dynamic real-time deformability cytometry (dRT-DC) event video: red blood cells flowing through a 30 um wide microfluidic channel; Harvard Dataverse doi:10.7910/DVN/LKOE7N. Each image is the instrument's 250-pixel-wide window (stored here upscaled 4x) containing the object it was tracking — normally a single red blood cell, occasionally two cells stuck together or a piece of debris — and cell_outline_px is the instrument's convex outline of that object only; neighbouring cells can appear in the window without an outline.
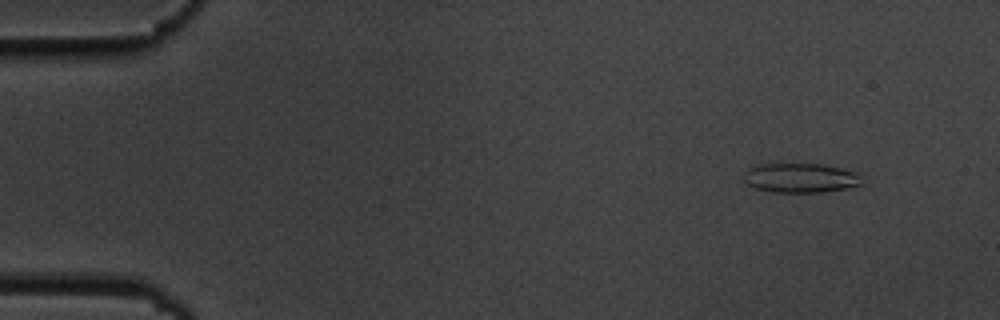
{"species": "common noctule bat (a hibernating species)", "species_latin": "Nyctalus noctula", "temperature_condition": "cold", "stored_images_in_passage": 56, "camera_frame_rate_fps": 3000, "um_per_image_px": 0.085, "animal": {"sex": "male", "body_mass_g": 19.5, "forearm_length_mm": 54.6}, "frame": {"image": 1, "passage_image": 6, "time_ms": 1.667, "image_size_px": [1000, 320], "cell_outline_px": [[860, 184], [844, 188], [820, 192], [772, 192], [756, 188], [748, 184], [744, 180], [744, 172], [748, 168], [760, 164], [820, 164], [840, 168], [852, 172], [856, 176]], "centroid_in_image_um": [67.92, 15.12], "position_along_channel_um": 17.1, "area_um2": 19.65}}
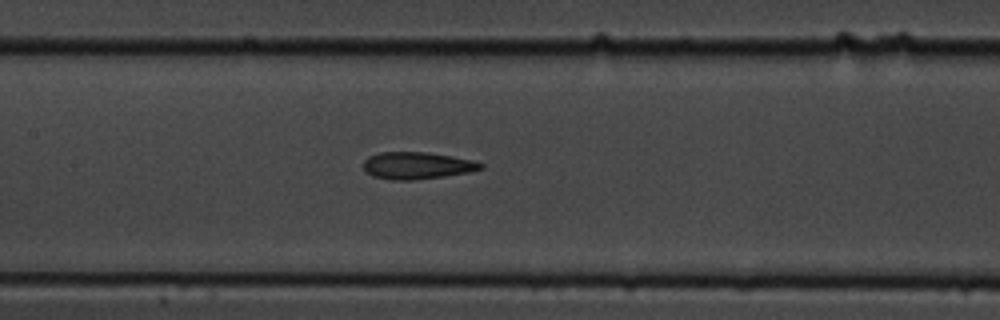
{"frame": {"image": 2, "passage_image": 27, "time_ms": 8.667, "image_size_px": [1000, 320], "cell_outline_px": [[484, 168], [468, 172], [444, 176], [412, 180], [392, 180], [372, 176], [364, 172], [364, 160], [368, 156], [380, 152], [428, 152], [476, 160], [484, 164]], "centroid_in_image_um": [35.45, 14.06], "position_along_channel_um": 172.0, "area_um2": 18.67}}
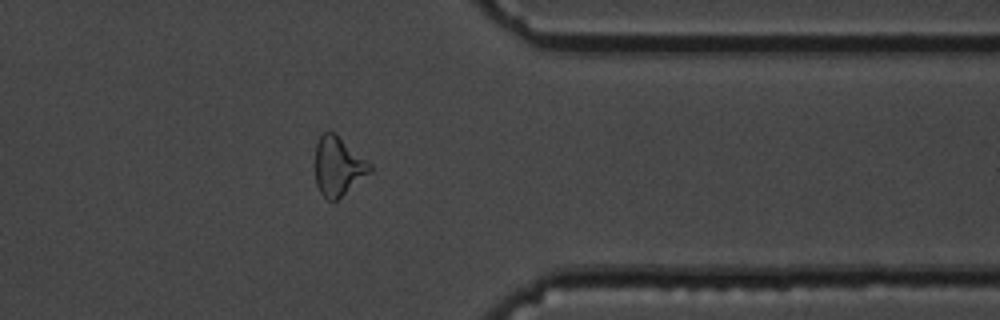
{"frame": {"image": 3, "passage_image": 45, "time_ms": 14.667, "image_size_px": [1000, 320], "cell_outline_px": [[372, 172], [336, 200], [328, 200], [320, 192], [316, 184], [316, 144], [320, 136], [324, 132], [336, 132], [372, 164]], "centroid_in_image_um": [28.77, 14.11], "position_along_channel_um": 382.6, "area_um2": 18.84}, "authors_computed_cell_mechanics": {"area_um2": 19.1029, "velocity_mm_per_s": 3.6607, "shape_relaxation_time_tau1_ms": 4.9291, "shape_relaxation_time_tau2_ms": 3.3749, "deformation_change_tau1": 0.1218, "deformation_change_tau2": 0.145}}